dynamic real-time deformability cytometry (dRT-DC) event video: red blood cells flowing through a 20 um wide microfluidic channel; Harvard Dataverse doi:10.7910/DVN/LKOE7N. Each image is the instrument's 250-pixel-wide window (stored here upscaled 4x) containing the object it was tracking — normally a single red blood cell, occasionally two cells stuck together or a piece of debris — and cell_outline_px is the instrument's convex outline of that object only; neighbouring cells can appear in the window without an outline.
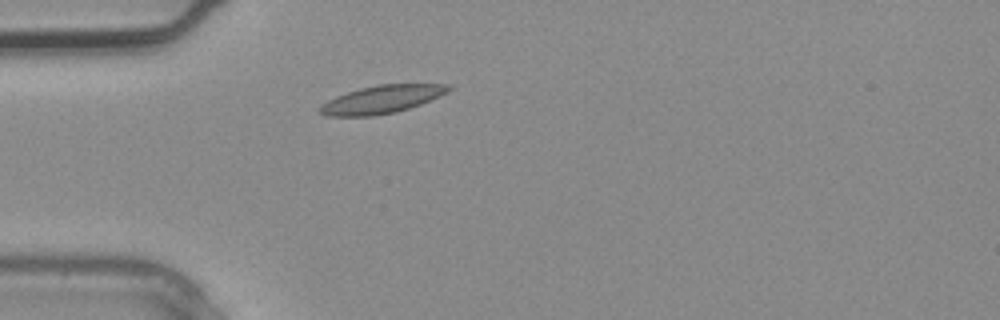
{"species": "common noctule bat (a hibernating species)", "species_latin": "Nyctalus noctula", "temperature_condition": "warm", "stored_images_in_passage": 1, "camera_frame_rate_fps": 3000, "um_per_image_px": 0.085, "animal": {"sex": "male", "body_mass_g": 20.4}, "frame": {"image": 1, "passage_image": 1, "time_ms": 0.0, "image_size_px": [1000, 320], "cell_outline_px": [[452, 88], [448, 92], [420, 104], [396, 112], [372, 116], [324, 116], [316, 108], [328, 100], [336, 96], [360, 88], [380, 84], [448, 84]], "centroid_in_image_um": [32.41, 8.45], "position_along_channel_um": 52.6, "area_um2": 20.81}}